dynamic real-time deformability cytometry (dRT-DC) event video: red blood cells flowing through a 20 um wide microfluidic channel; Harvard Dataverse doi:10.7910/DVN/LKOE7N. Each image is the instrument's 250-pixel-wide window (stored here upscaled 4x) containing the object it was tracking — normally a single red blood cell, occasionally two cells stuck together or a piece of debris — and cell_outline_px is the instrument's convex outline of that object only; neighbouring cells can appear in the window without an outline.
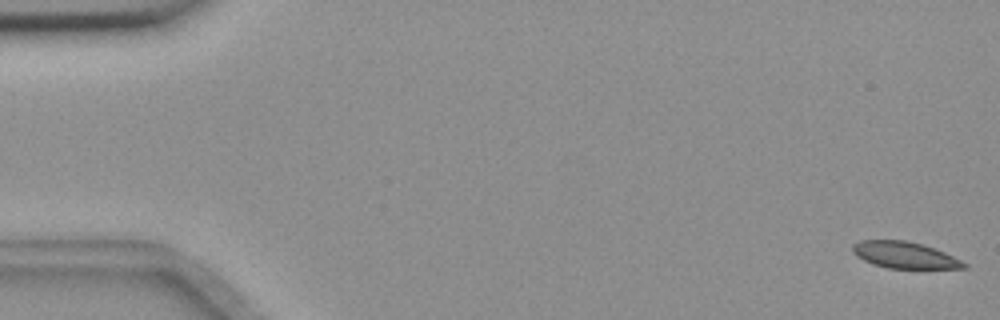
{"species": "common noctule bat (a hibernating species)", "species_latin": "Nyctalus noctula", "temperature_condition": "room temperature", "stored_images_in_passage": 56, "camera_frame_rate_fps": 3000, "um_per_image_px": 0.085, "animal": {"sex": "female", "body_mass_g": 18.4}, "frame": {"image": 1, "passage_image": 1, "time_ms": 0.0, "image_size_px": [1000, 320], "cell_outline_px": [[968, 268], [888, 268], [872, 264], [856, 256], [852, 252], [852, 244], [860, 240], [904, 240], [920, 244], [944, 252], [968, 264]], "centroid_in_image_um": [76.84, 21.68], "position_along_channel_um": 8.2, "area_um2": 17.05}}
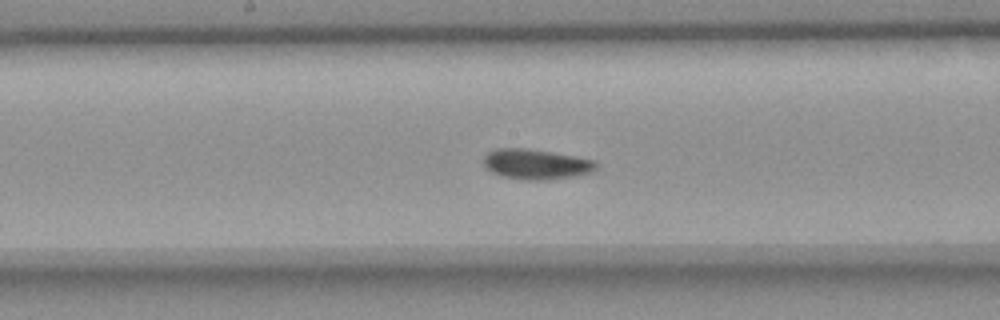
{"frame": {"image": 2, "passage_image": 29, "time_ms": 9.333, "image_size_px": [1000, 320], "cell_outline_px": [[596, 168], [592, 172], [576, 176], [548, 180], [520, 180], [500, 176], [484, 168], [484, 156], [488, 152], [496, 148], [524, 148], [552, 152], [596, 160]], "centroid_in_image_um": [45.54, 13.97], "position_along_channel_um": 202.7, "area_um2": 20.06}}
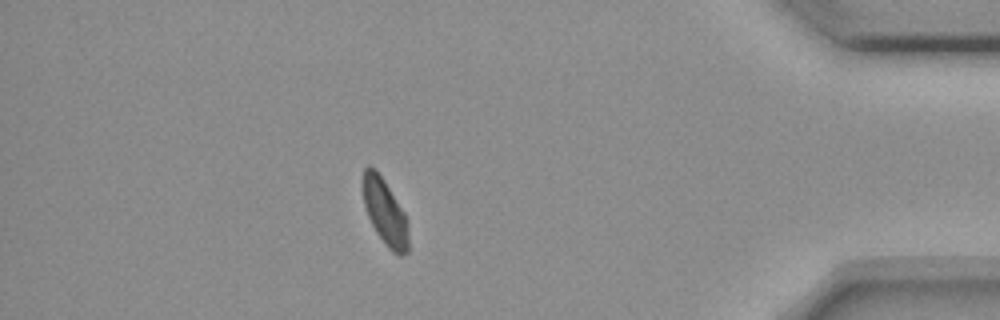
{"frame": {"image": 3, "passage_image": 49, "time_ms": 16.0, "image_size_px": [1000, 320], "cell_outline_px": [[408, 252], [400, 256], [392, 252], [388, 248], [376, 232], [368, 216], [364, 204], [360, 184], [360, 180], [364, 168], [368, 164], [384, 180], [404, 212], [408, 220]], "centroid_in_image_um": [32.69, 18.01], "position_along_channel_um": 402.5, "area_um2": 17.74}, "authors_computed_cell_mechanics": {"area_um2": 18.6694, "velocity_mm_per_s": 3.6477, "shape_relaxation_time_tau1_ms": 3.7104, "shape_relaxation_time_tau2_ms": null, "deformation_change_tau1": 0.098, "deformation_change_tau2": null}}